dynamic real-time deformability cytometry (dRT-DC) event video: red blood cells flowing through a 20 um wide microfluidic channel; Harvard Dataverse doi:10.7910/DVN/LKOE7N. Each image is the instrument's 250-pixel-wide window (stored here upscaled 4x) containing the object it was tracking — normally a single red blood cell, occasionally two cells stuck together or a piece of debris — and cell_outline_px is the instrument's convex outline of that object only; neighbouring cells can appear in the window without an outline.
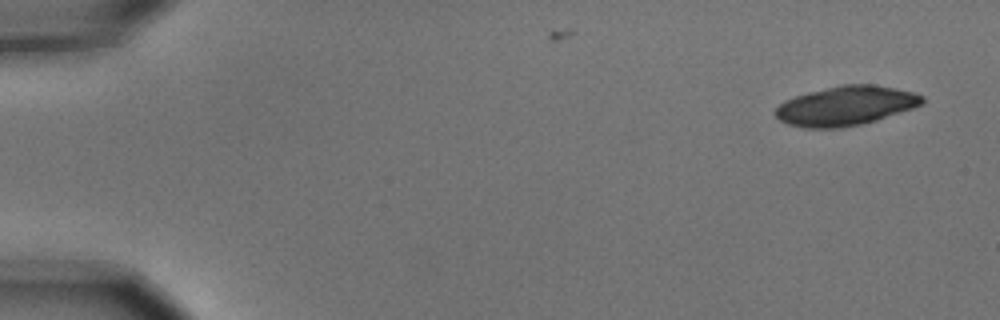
{"species": "common noctule bat (a hibernating species)", "species_latin": "Nyctalus noctula", "temperature_condition": "cold", "stored_images_in_passage": 3, "camera_frame_rate_fps": 3000, "um_per_image_px": 0.085, "animal": {"sex": "male", "body_mass_g": 15.6}, "frame": {"image": 1, "passage_image": 1, "time_ms": 0.0, "image_size_px": [1000, 320], "cell_outline_px": [[924, 104], [876, 120], [860, 124], [840, 128], [804, 128], [788, 124], [780, 120], [776, 116], [776, 108], [784, 100], [808, 92], [844, 84], [872, 84], [896, 88], [912, 92], [924, 96]], "centroid_in_image_um": [71.9, 8.99], "position_along_channel_um": 13.1, "area_um2": 33.47}}